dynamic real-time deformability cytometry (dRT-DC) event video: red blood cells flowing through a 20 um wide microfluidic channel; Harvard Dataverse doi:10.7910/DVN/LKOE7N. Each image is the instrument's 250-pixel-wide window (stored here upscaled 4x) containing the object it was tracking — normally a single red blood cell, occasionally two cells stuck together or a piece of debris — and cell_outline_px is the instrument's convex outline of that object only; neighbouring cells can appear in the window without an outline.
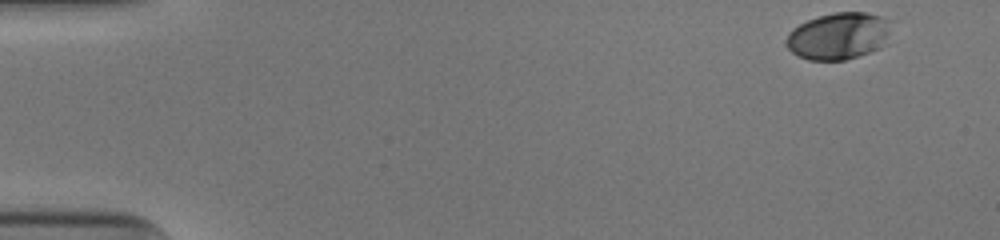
{"species": "human", "species_latin": "Homo sapiens", "temperature_condition": "cold", "stored_images_in_passage": 42, "camera_frame_rate_fps": 3000, "um_per_image_px": 0.085, "donor": {"sex": "male"}, "frame": {"image": 1, "passage_image": 1, "time_ms": 0.0, "image_size_px": [1000, 240], "cell_outline_px": [[888, 32], [880, 48], [844, 60], [808, 60], [792, 52], [784, 44], [784, 40], [788, 32], [792, 28], [808, 20], [820, 16], [836, 12], [864, 12], [880, 16]], "centroid_in_image_um": [71.14, 3.08], "position_along_channel_um": 13.9, "area_um2": 27.92}}
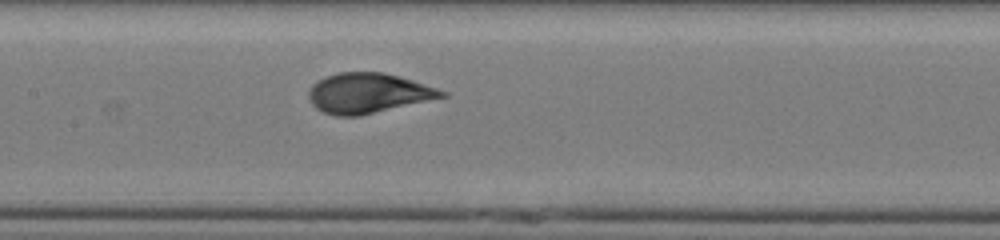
{"frame": {"image": 2, "passage_image": 24, "time_ms": 7.667, "image_size_px": [1000, 240], "cell_outline_px": [[448, 96], [360, 116], [336, 116], [324, 112], [316, 108], [312, 104], [308, 96], [308, 92], [312, 84], [316, 80], [324, 76], [340, 72], [384, 72], [412, 80], [448, 92]], "centroid_in_image_um": [31.26, 7.91], "position_along_channel_um": 176.1, "area_um2": 31.1}}
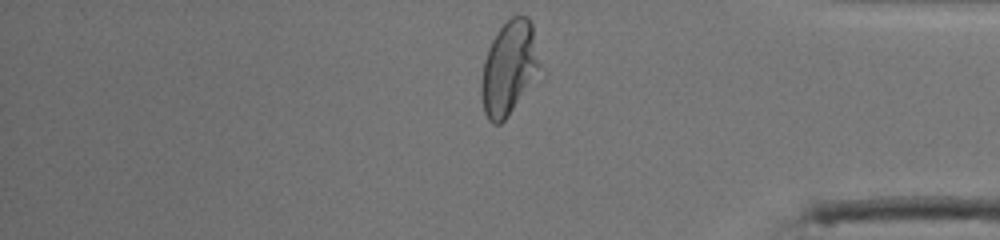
{"frame": {"image": 3, "passage_image": 42, "time_ms": 13.667, "image_size_px": [1000, 240], "cell_outline_px": [[540, 64], [508, 116], [500, 124], [492, 124], [488, 120], [484, 112], [480, 96], [480, 80], [484, 60], [488, 48], [496, 32], [512, 16], [528, 16], [532, 24]], "centroid_in_image_um": [43.19, 5.77], "position_along_channel_um": 392.0, "area_um2": 31.15}, "authors_computed_cell_mechanics": {"area_um2": 30.923, "velocity_mm_per_s": 3.9298, "shape_relaxation_time_tau1_ms": 3.0389, "shape_relaxation_time_tau2_ms": null, "deformation_change_tau1": 0.1855, "deformation_change_tau2": null}}